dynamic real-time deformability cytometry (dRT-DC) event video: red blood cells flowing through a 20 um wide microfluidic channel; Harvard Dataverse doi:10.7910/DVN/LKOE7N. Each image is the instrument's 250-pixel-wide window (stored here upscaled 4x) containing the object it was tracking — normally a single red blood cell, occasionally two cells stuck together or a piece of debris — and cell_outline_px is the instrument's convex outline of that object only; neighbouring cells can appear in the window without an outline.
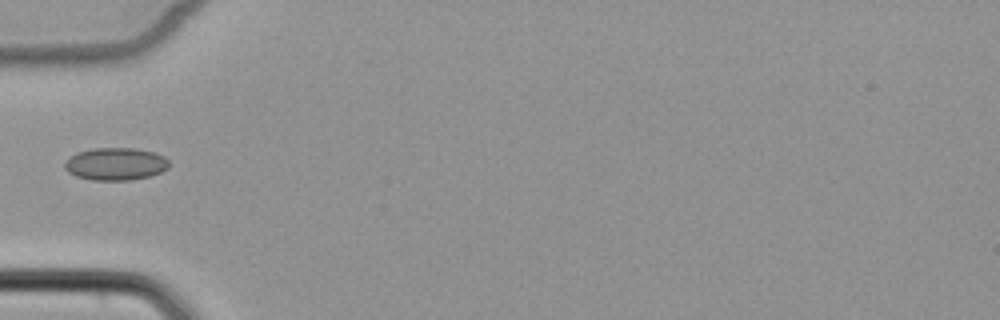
{"species": "common noctule bat (a hibernating species)", "species_latin": "Nyctalus noctula", "temperature_condition": "cold", "stored_images_in_passage": 6, "camera_frame_rate_fps": 3000, "um_per_image_px": 0.085, "animal": {"sex": "female", "body_mass_g": 22.7, "forearm_length_mm": 54.2}, "frame": {"image": 1, "passage_image": 6, "time_ms": 6.0, "image_size_px": [1000, 320], "cell_outline_px": [[168, 168], [152, 176], [128, 180], [92, 180], [76, 176], [68, 172], [64, 168], [64, 164], [76, 152], [92, 148], [136, 148], [152, 152], [164, 156], [168, 160]], "centroid_in_image_um": [9.82, 13.93], "position_along_channel_um": 75.2, "area_um2": 19.77}}